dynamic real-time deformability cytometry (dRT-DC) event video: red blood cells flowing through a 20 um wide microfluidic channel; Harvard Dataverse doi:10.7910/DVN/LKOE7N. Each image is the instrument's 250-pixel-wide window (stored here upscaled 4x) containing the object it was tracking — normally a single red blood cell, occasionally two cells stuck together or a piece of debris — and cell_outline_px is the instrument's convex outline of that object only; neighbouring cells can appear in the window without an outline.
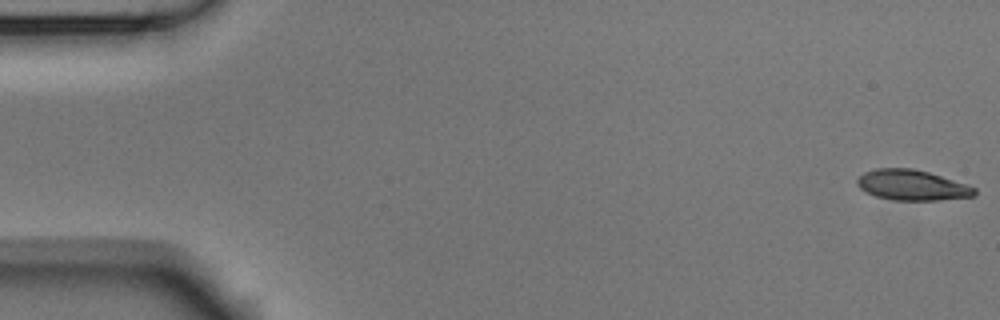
{"species": "Egyptian fruit bat (a non-hibernating species)", "species_latin": "Rousettus aegyptiacus", "temperature_condition": "room temperature", "stored_images_in_passage": 54, "camera_frame_rate_fps": 3000, "um_per_image_px": 0.085, "animal": {"sex": "male"}, "frame": {"image": 1, "passage_image": 1, "time_ms": 0.0, "image_size_px": [1000, 320], "cell_outline_px": [[976, 196], [940, 200], [892, 200], [876, 196], [860, 188], [856, 180], [864, 172], [876, 168], [912, 168], [928, 172], [976, 188]], "centroid_in_image_um": [77.52, 15.74], "position_along_channel_um": 7.5, "area_um2": 20.58}}
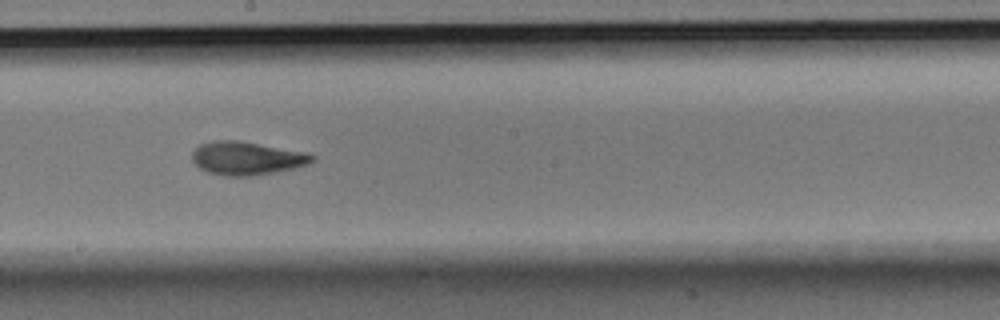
{"frame": {"image": 2, "passage_image": 30, "time_ms": 9.667, "image_size_px": [1000, 320], "cell_outline_px": [[316, 156], [308, 164], [276, 172], [252, 176], [224, 176], [208, 172], [200, 168], [192, 160], [192, 152], [200, 144], [212, 140], [240, 140], [304, 152]], "centroid_in_image_um": [20.94, 13.44], "position_along_channel_um": 227.3, "area_um2": 23.24}}
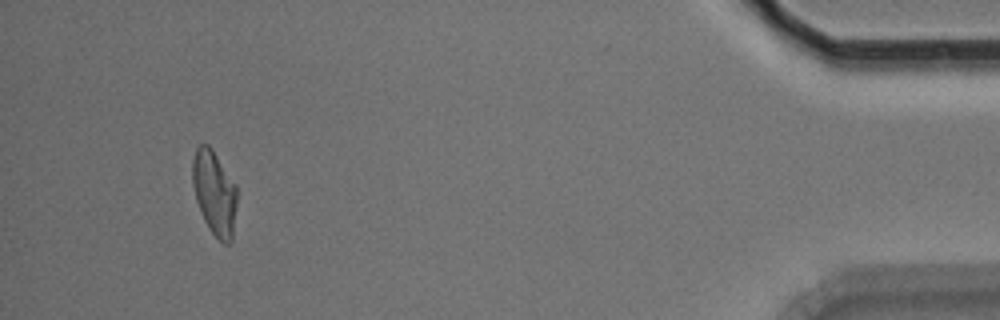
{"frame": {"image": 3, "passage_image": 51, "time_ms": 16.667, "image_size_px": [1000, 320], "cell_outline_px": [[236, 204], [232, 240], [228, 244], [224, 244], [208, 228], [200, 212], [196, 200], [192, 184], [192, 160], [196, 148], [200, 144], [208, 144], [212, 148], [236, 184]], "centroid_in_image_um": [18.21, 16.37], "position_along_channel_um": 417.0, "area_um2": 21.96}, "authors_computed_cell_mechanics": {"area_um2": 22.1374, "velocity_mm_per_s": 3.711, "shape_relaxation_time_tau1_ms": 6.9426, "shape_relaxation_time_tau2_ms": 2.5789, "deformation_change_tau1": 0.2031, "deformation_change_tau2": 0.0813}}